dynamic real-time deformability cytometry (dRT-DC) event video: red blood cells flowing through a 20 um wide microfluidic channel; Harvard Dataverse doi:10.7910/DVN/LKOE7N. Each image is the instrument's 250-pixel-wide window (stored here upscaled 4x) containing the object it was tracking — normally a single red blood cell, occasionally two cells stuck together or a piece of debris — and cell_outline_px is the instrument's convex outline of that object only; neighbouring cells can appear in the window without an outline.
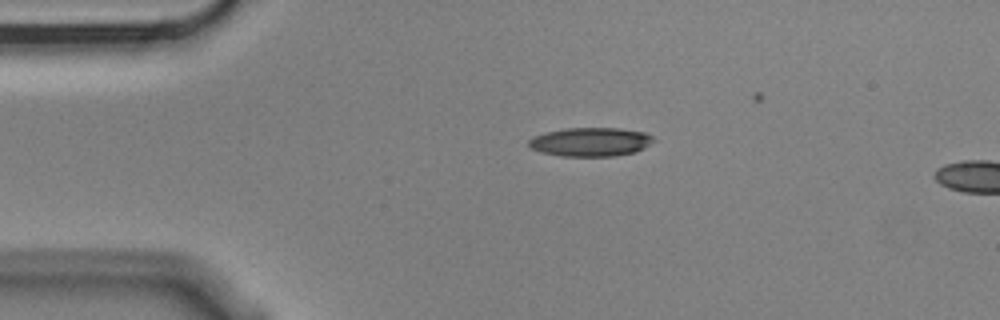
{"species": "Egyptian fruit bat (a non-hibernating species)", "species_latin": "Rousettus aegyptiacus", "temperature_condition": "cold", "stored_images_in_passage": 4, "camera_frame_rate_fps": 3000, "um_per_image_px": 0.085, "animal": {"sex": "male"}, "frame": {"image": 1, "passage_image": 3, "time_ms": 0.667, "image_size_px": [1000, 320], "cell_outline_px": [[656, 140], [644, 148], [636, 152], [616, 156], [560, 156], [540, 152], [528, 148], [528, 140], [532, 136], [564, 128], [616, 128], [644, 132], [652, 136]], "centroid_in_image_um": [50.17, 12.07], "position_along_channel_um": 34.8, "area_um2": 21.15}}